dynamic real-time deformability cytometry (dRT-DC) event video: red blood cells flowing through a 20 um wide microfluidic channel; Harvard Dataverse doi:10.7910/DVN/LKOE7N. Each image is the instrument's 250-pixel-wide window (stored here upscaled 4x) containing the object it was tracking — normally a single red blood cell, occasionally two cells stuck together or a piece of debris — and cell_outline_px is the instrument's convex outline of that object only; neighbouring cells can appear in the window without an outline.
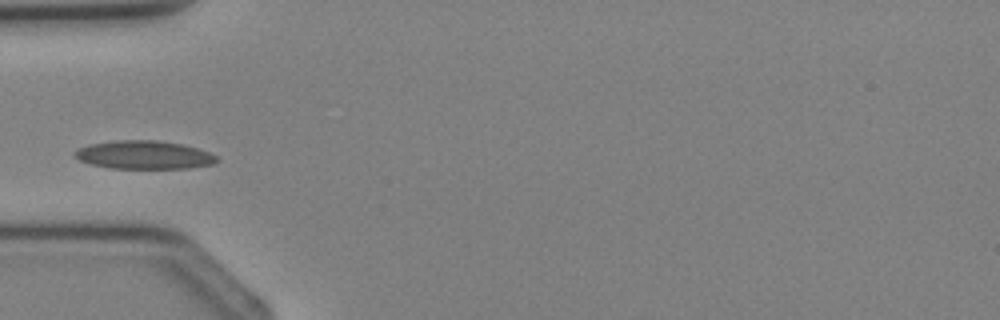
{"species": "Egyptian fruit bat (a non-hibernating species)", "species_latin": "Rousettus aegyptiacus", "temperature_condition": "cold", "stored_images_in_passage": 3, "camera_frame_rate_fps": 3000, "um_per_image_px": 0.085, "animal": {"sex": "female"}, "frame": {"image": 1, "passage_image": 3, "time_ms": 2.333, "image_size_px": [1000, 320], "cell_outline_px": [[220, 160], [212, 164], [188, 168], [112, 168], [92, 164], [80, 160], [76, 156], [76, 152], [80, 148], [88, 144], [116, 140], [160, 140], [184, 144], [208, 152], [216, 156]], "centroid_in_image_um": [12.29, 13.15], "position_along_channel_um": 72.7, "area_um2": 23.24}}